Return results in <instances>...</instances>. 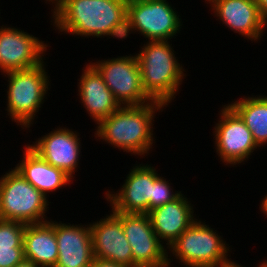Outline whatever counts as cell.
<instances>
[{"instance_id": "1", "label": "cell", "mask_w": 267, "mask_h": 267, "mask_svg": "<svg viewBox=\"0 0 267 267\" xmlns=\"http://www.w3.org/2000/svg\"><path fill=\"white\" fill-rule=\"evenodd\" d=\"M60 32L81 37L126 38L128 0H50ZM54 4V5H53Z\"/></svg>"}, {"instance_id": "2", "label": "cell", "mask_w": 267, "mask_h": 267, "mask_svg": "<svg viewBox=\"0 0 267 267\" xmlns=\"http://www.w3.org/2000/svg\"><path fill=\"white\" fill-rule=\"evenodd\" d=\"M165 104L152 101L143 105L121 106L117 111L102 119L95 129V137L113 147L133 155L149 154L155 141L153 121L156 111H163Z\"/></svg>"}, {"instance_id": "3", "label": "cell", "mask_w": 267, "mask_h": 267, "mask_svg": "<svg viewBox=\"0 0 267 267\" xmlns=\"http://www.w3.org/2000/svg\"><path fill=\"white\" fill-rule=\"evenodd\" d=\"M135 55L145 93L153 101L168 106L179 92V86L186 75L182 64L175 57L173 47L168 40L148 41Z\"/></svg>"}, {"instance_id": "4", "label": "cell", "mask_w": 267, "mask_h": 267, "mask_svg": "<svg viewBox=\"0 0 267 267\" xmlns=\"http://www.w3.org/2000/svg\"><path fill=\"white\" fill-rule=\"evenodd\" d=\"M44 61L35 67L18 71L6 72L8 77L7 112L12 122L23 128L31 127L33 120L49 87V76Z\"/></svg>"}, {"instance_id": "5", "label": "cell", "mask_w": 267, "mask_h": 267, "mask_svg": "<svg viewBox=\"0 0 267 267\" xmlns=\"http://www.w3.org/2000/svg\"><path fill=\"white\" fill-rule=\"evenodd\" d=\"M196 220L170 246L185 267H223L232 262L229 247L216 230Z\"/></svg>"}, {"instance_id": "6", "label": "cell", "mask_w": 267, "mask_h": 267, "mask_svg": "<svg viewBox=\"0 0 267 267\" xmlns=\"http://www.w3.org/2000/svg\"><path fill=\"white\" fill-rule=\"evenodd\" d=\"M47 197L15 168L0 177V219L24 224L48 221Z\"/></svg>"}, {"instance_id": "7", "label": "cell", "mask_w": 267, "mask_h": 267, "mask_svg": "<svg viewBox=\"0 0 267 267\" xmlns=\"http://www.w3.org/2000/svg\"><path fill=\"white\" fill-rule=\"evenodd\" d=\"M171 6L167 0H128L126 38L133 31L149 41L174 38L183 24Z\"/></svg>"}, {"instance_id": "8", "label": "cell", "mask_w": 267, "mask_h": 267, "mask_svg": "<svg viewBox=\"0 0 267 267\" xmlns=\"http://www.w3.org/2000/svg\"><path fill=\"white\" fill-rule=\"evenodd\" d=\"M91 64L103 77L104 83L121 106L143 105L153 100L142 86L141 71L136 55L99 60Z\"/></svg>"}, {"instance_id": "9", "label": "cell", "mask_w": 267, "mask_h": 267, "mask_svg": "<svg viewBox=\"0 0 267 267\" xmlns=\"http://www.w3.org/2000/svg\"><path fill=\"white\" fill-rule=\"evenodd\" d=\"M122 222L133 254V267H171V259L155 234L148 213L113 212Z\"/></svg>"}, {"instance_id": "10", "label": "cell", "mask_w": 267, "mask_h": 267, "mask_svg": "<svg viewBox=\"0 0 267 267\" xmlns=\"http://www.w3.org/2000/svg\"><path fill=\"white\" fill-rule=\"evenodd\" d=\"M219 115L221 120L215 124L213 131L218 157L226 165L245 162L244 160L259 148L251 131L229 105H224Z\"/></svg>"}, {"instance_id": "11", "label": "cell", "mask_w": 267, "mask_h": 267, "mask_svg": "<svg viewBox=\"0 0 267 267\" xmlns=\"http://www.w3.org/2000/svg\"><path fill=\"white\" fill-rule=\"evenodd\" d=\"M0 27V70L3 74L29 69L43 62L47 43L24 30Z\"/></svg>"}, {"instance_id": "12", "label": "cell", "mask_w": 267, "mask_h": 267, "mask_svg": "<svg viewBox=\"0 0 267 267\" xmlns=\"http://www.w3.org/2000/svg\"><path fill=\"white\" fill-rule=\"evenodd\" d=\"M142 165V166H141ZM127 174L125 183L117 193L107 191L105 196L112 212L148 213L153 182L160 176L150 165H135Z\"/></svg>"}, {"instance_id": "13", "label": "cell", "mask_w": 267, "mask_h": 267, "mask_svg": "<svg viewBox=\"0 0 267 267\" xmlns=\"http://www.w3.org/2000/svg\"><path fill=\"white\" fill-rule=\"evenodd\" d=\"M89 227L94 258L133 267V254L122 222L112 211Z\"/></svg>"}, {"instance_id": "14", "label": "cell", "mask_w": 267, "mask_h": 267, "mask_svg": "<svg viewBox=\"0 0 267 267\" xmlns=\"http://www.w3.org/2000/svg\"><path fill=\"white\" fill-rule=\"evenodd\" d=\"M78 134L69 128L57 127L29 146L47 163L63 170L72 178L81 156V140Z\"/></svg>"}, {"instance_id": "15", "label": "cell", "mask_w": 267, "mask_h": 267, "mask_svg": "<svg viewBox=\"0 0 267 267\" xmlns=\"http://www.w3.org/2000/svg\"><path fill=\"white\" fill-rule=\"evenodd\" d=\"M214 15L225 26L251 41L260 40L267 20L261 15L255 0H212Z\"/></svg>"}, {"instance_id": "16", "label": "cell", "mask_w": 267, "mask_h": 267, "mask_svg": "<svg viewBox=\"0 0 267 267\" xmlns=\"http://www.w3.org/2000/svg\"><path fill=\"white\" fill-rule=\"evenodd\" d=\"M68 224L54 221L58 245L55 267H91L94 255L89 225Z\"/></svg>"}, {"instance_id": "17", "label": "cell", "mask_w": 267, "mask_h": 267, "mask_svg": "<svg viewBox=\"0 0 267 267\" xmlns=\"http://www.w3.org/2000/svg\"><path fill=\"white\" fill-rule=\"evenodd\" d=\"M193 213V205L181 193L173 201L149 211L148 216L155 234L163 244L166 241L169 248L197 220Z\"/></svg>"}, {"instance_id": "18", "label": "cell", "mask_w": 267, "mask_h": 267, "mask_svg": "<svg viewBox=\"0 0 267 267\" xmlns=\"http://www.w3.org/2000/svg\"><path fill=\"white\" fill-rule=\"evenodd\" d=\"M82 70V76L78 82L79 96L90 118L97 124L117 111L121 105L91 63L86 65L85 70L84 68Z\"/></svg>"}, {"instance_id": "19", "label": "cell", "mask_w": 267, "mask_h": 267, "mask_svg": "<svg viewBox=\"0 0 267 267\" xmlns=\"http://www.w3.org/2000/svg\"><path fill=\"white\" fill-rule=\"evenodd\" d=\"M25 146L22 160L14 167L29 183L46 197L71 183L72 178L63 170L47 163L30 146Z\"/></svg>"}, {"instance_id": "20", "label": "cell", "mask_w": 267, "mask_h": 267, "mask_svg": "<svg viewBox=\"0 0 267 267\" xmlns=\"http://www.w3.org/2000/svg\"><path fill=\"white\" fill-rule=\"evenodd\" d=\"M24 258L38 267H55L58 245L54 221L26 224L23 236Z\"/></svg>"}, {"instance_id": "21", "label": "cell", "mask_w": 267, "mask_h": 267, "mask_svg": "<svg viewBox=\"0 0 267 267\" xmlns=\"http://www.w3.org/2000/svg\"><path fill=\"white\" fill-rule=\"evenodd\" d=\"M244 121L259 147L267 144V96L243 97L228 104Z\"/></svg>"}, {"instance_id": "22", "label": "cell", "mask_w": 267, "mask_h": 267, "mask_svg": "<svg viewBox=\"0 0 267 267\" xmlns=\"http://www.w3.org/2000/svg\"><path fill=\"white\" fill-rule=\"evenodd\" d=\"M26 224L0 219V248H23Z\"/></svg>"}, {"instance_id": "23", "label": "cell", "mask_w": 267, "mask_h": 267, "mask_svg": "<svg viewBox=\"0 0 267 267\" xmlns=\"http://www.w3.org/2000/svg\"><path fill=\"white\" fill-rule=\"evenodd\" d=\"M181 194V191L173 192L170 184L162 176H159L153 182L152 197H150V211L156 207L162 206L166 203L173 201Z\"/></svg>"}, {"instance_id": "24", "label": "cell", "mask_w": 267, "mask_h": 267, "mask_svg": "<svg viewBox=\"0 0 267 267\" xmlns=\"http://www.w3.org/2000/svg\"><path fill=\"white\" fill-rule=\"evenodd\" d=\"M24 259L23 248H0V267H15Z\"/></svg>"}, {"instance_id": "25", "label": "cell", "mask_w": 267, "mask_h": 267, "mask_svg": "<svg viewBox=\"0 0 267 267\" xmlns=\"http://www.w3.org/2000/svg\"><path fill=\"white\" fill-rule=\"evenodd\" d=\"M91 267H125L121 264L114 263L112 261H107L103 259L94 258Z\"/></svg>"}, {"instance_id": "26", "label": "cell", "mask_w": 267, "mask_h": 267, "mask_svg": "<svg viewBox=\"0 0 267 267\" xmlns=\"http://www.w3.org/2000/svg\"><path fill=\"white\" fill-rule=\"evenodd\" d=\"M261 15L267 20V0H255Z\"/></svg>"}, {"instance_id": "27", "label": "cell", "mask_w": 267, "mask_h": 267, "mask_svg": "<svg viewBox=\"0 0 267 267\" xmlns=\"http://www.w3.org/2000/svg\"><path fill=\"white\" fill-rule=\"evenodd\" d=\"M15 267H38L32 261L24 259L21 263L17 264Z\"/></svg>"}, {"instance_id": "28", "label": "cell", "mask_w": 267, "mask_h": 267, "mask_svg": "<svg viewBox=\"0 0 267 267\" xmlns=\"http://www.w3.org/2000/svg\"><path fill=\"white\" fill-rule=\"evenodd\" d=\"M262 203L260 204V209H261V212L264 213V215L267 216V194L266 196L263 198V200L261 201Z\"/></svg>"}, {"instance_id": "29", "label": "cell", "mask_w": 267, "mask_h": 267, "mask_svg": "<svg viewBox=\"0 0 267 267\" xmlns=\"http://www.w3.org/2000/svg\"><path fill=\"white\" fill-rule=\"evenodd\" d=\"M223 267H243V266H241V264L239 265V264L235 263L234 261H232L231 263H229ZM259 267H261V264L259 265Z\"/></svg>"}, {"instance_id": "30", "label": "cell", "mask_w": 267, "mask_h": 267, "mask_svg": "<svg viewBox=\"0 0 267 267\" xmlns=\"http://www.w3.org/2000/svg\"><path fill=\"white\" fill-rule=\"evenodd\" d=\"M261 267H267V260L261 263Z\"/></svg>"}]
</instances>
